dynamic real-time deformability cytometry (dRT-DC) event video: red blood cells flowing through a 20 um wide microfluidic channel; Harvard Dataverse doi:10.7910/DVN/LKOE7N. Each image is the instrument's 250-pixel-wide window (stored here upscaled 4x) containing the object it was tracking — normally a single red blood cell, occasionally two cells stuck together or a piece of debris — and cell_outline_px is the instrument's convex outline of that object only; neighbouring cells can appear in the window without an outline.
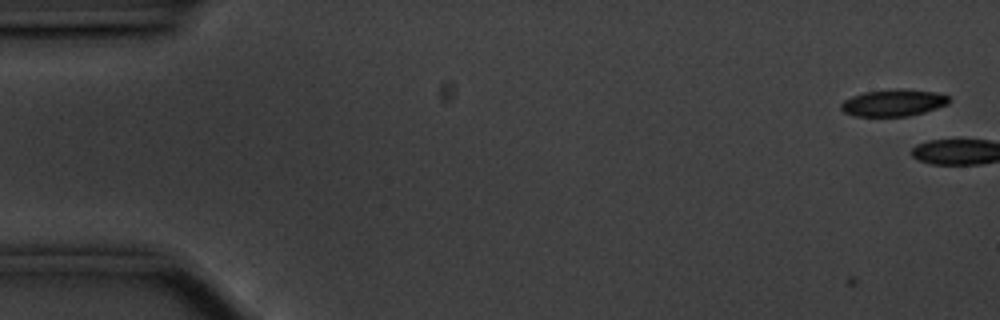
{"species": "common noctule bat (a hibernating species)", "species_latin": "Nyctalus noctula", "temperature_condition": "cold", "stored_images_in_passage": 3, "camera_frame_rate_fps": 3000, "um_per_image_px": 0.085, "animal": {"sex": "male", "body_mass_g": 20.1, "forearm_length_mm": 53.5}, "frame": {"image": 1, "passage_image": 3, "time_ms": 0.667, "image_size_px": [1000, 320], "cell_outline_px": [[948, 104], [924, 112], [908, 116], [856, 116], [844, 112], [840, 108], [840, 104], [844, 100], [852, 96], [864, 92], [896, 88], [900, 88], [936, 92], [948, 96]], "centroid_in_image_um": [75.92, 8.73], "position_along_channel_um": 9.1, "area_um2": 16.88}}